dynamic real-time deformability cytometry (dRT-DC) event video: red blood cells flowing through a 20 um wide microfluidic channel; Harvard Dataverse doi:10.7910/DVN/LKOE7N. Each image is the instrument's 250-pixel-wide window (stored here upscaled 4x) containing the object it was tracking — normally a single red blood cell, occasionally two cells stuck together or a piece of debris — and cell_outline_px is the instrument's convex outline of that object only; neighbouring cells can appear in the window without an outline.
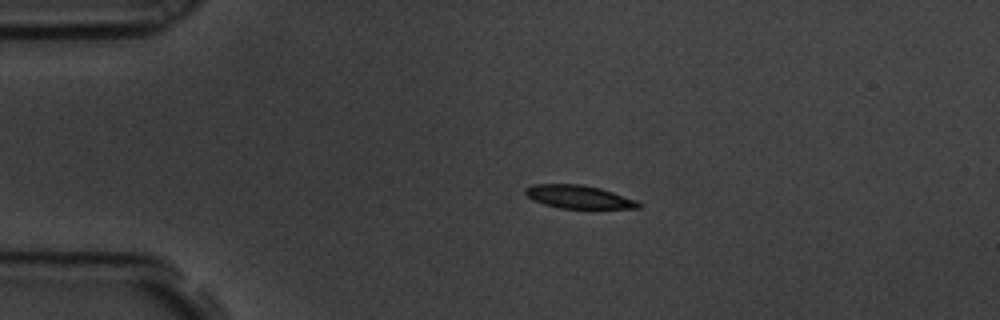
{"species": "common noctule bat (a hibernating species)", "species_latin": "Nyctalus noctula", "temperature_condition": "room temperature", "stored_images_in_passage": 6, "camera_frame_rate_fps": 3000, "um_per_image_px": 0.085, "animal": {"sex": "male", "body_mass_g": 19.5, "forearm_length_mm": 54.6}, "frame": {"image": 1, "passage_image": 1, "time_ms": 0.0, "image_size_px": [1000, 320], "cell_outline_px": [[640, 208], [560, 208], [544, 204], [532, 200], [524, 192], [524, 188], [532, 184], [584, 184], [600, 188], [636, 200], [640, 204]], "centroid_in_image_um": [49.13, 16.72], "position_along_channel_um": 35.9, "area_um2": 15.2}}
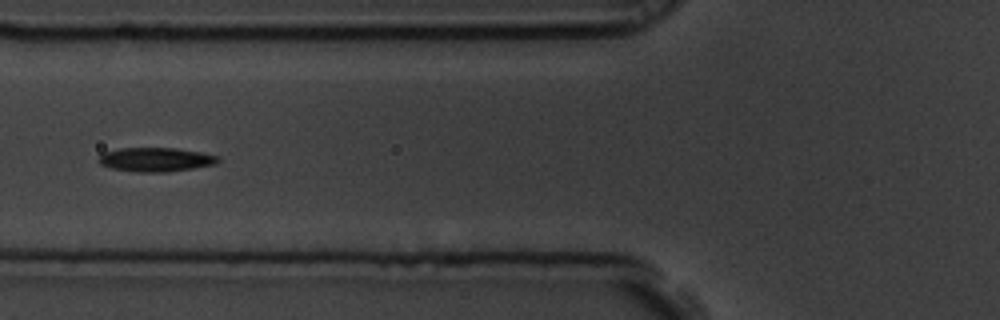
{"frame": {"image": 2, "passage_image": 4, "time_ms": 1.0, "image_size_px": [1000, 320], "cell_outline_px": [[220, 160], [216, 164], [168, 172], [140, 172], [112, 168], [100, 164], [96, 160], [100, 152], [120, 148], [176, 148], [200, 152], [220, 156]], "centroid_in_image_um": [13.2, 13.55], "position_along_channel_um": 112.6, "area_um2": 16.88}}
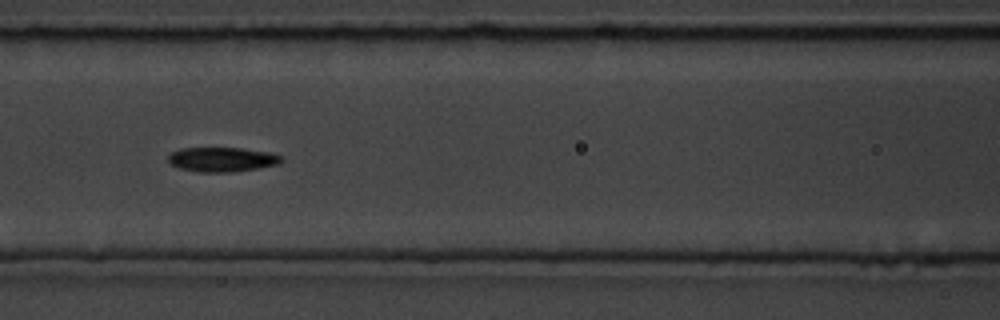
{"frame": {"image": 3, "passage_image": 5, "time_ms": 1.333, "image_size_px": [1000, 320], "cell_outline_px": [[284, 160], [280, 164], [260, 168], [228, 172], [200, 172], [180, 168], [168, 164], [168, 156], [172, 152], [180, 148], [240, 148], [268, 152], [280, 156]], "centroid_in_image_um": [18.86, 13.55], "position_along_channel_um": 147.7, "area_um2": 16.18}}